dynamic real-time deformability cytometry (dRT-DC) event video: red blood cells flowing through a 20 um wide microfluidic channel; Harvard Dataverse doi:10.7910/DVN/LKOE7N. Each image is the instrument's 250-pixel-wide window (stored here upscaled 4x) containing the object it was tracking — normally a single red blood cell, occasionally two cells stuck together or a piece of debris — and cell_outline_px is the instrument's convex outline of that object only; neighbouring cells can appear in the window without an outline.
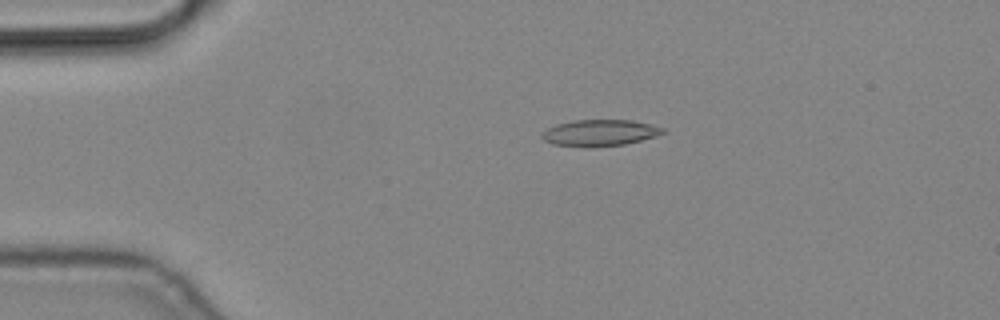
{"species": "common noctule bat (a hibernating species)", "species_latin": "Nyctalus noctula", "temperature_condition": "cold", "stored_images_in_passage": 4, "camera_frame_rate_fps": 3000, "um_per_image_px": 0.085, "animal": {"sex": "male", "body_mass_g": 19.2, "forearm_length_mm": 51.8}, "frame": {"image": 1, "passage_image": 2, "time_ms": 0.333, "image_size_px": [1000, 320], "cell_outline_px": [[668, 132], [656, 136], [624, 144], [596, 148], [592, 148], [552, 144], [544, 140], [540, 136], [540, 132], [556, 124], [572, 120], [632, 120], [664, 128]], "centroid_in_image_um": [50.95, 11.3], "position_along_channel_um": 34.1, "area_um2": 18.84}}
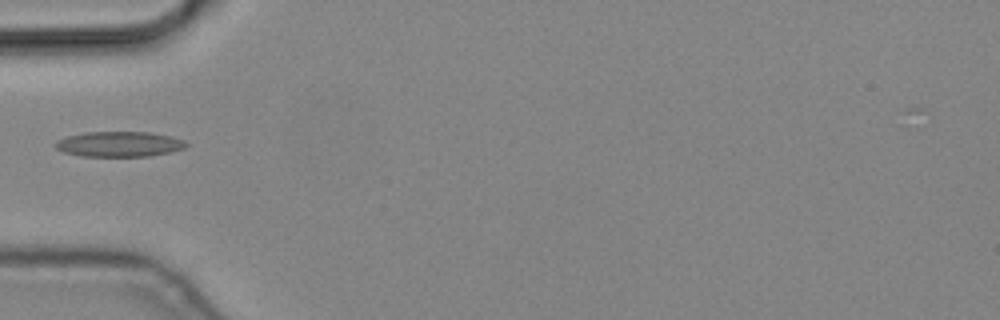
{"frame": {"image": 2, "passage_image": 4, "time_ms": 1.0, "image_size_px": [1000, 320], "cell_outline_px": [[188, 144], [184, 148], [172, 152], [148, 156], [80, 156], [64, 152], [56, 148], [52, 144], [56, 140], [68, 136], [84, 132], [152, 132], [172, 136], [184, 140]], "centroid_in_image_um": [10.13, 12.24], "position_along_channel_um": 74.9, "area_um2": 19.42}}